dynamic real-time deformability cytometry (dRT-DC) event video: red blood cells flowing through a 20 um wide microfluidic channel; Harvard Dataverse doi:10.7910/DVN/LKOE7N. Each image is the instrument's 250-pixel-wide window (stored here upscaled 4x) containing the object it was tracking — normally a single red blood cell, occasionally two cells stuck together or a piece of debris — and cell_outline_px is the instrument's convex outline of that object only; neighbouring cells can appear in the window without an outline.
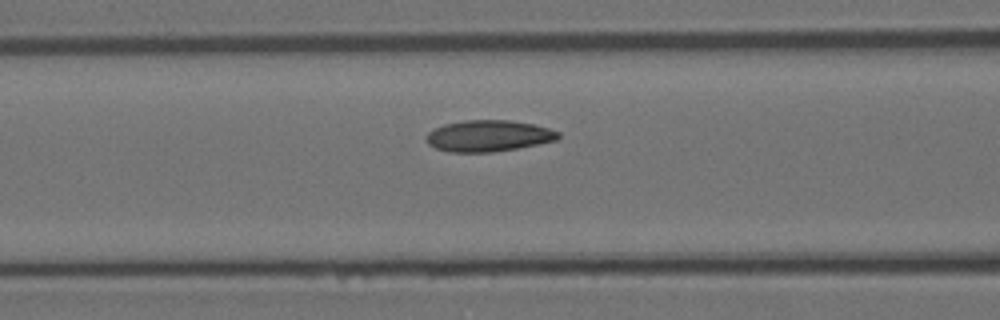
{"species": "Egyptian fruit bat (a non-hibernating species)", "species_latin": "Rousettus aegyptiacus", "temperature_condition": "room temperature", "stored_images_in_passage": 18, "camera_frame_rate_fps": 3000, "um_per_image_px": 0.085, "animal": {"sex": "female"}, "frame": {"image": 1, "passage_image": 16, "time_ms": 5.0, "image_size_px": [1000, 320], "cell_outline_px": [[560, 136], [556, 140], [516, 148], [492, 152], [448, 152], [436, 148], [428, 144], [424, 140], [424, 136], [428, 132], [444, 124], [464, 120], [508, 120], [532, 124], [548, 128], [560, 132]], "centroid_in_image_um": [41.47, 11.55], "position_along_channel_um": 125.1, "area_um2": 24.04}}